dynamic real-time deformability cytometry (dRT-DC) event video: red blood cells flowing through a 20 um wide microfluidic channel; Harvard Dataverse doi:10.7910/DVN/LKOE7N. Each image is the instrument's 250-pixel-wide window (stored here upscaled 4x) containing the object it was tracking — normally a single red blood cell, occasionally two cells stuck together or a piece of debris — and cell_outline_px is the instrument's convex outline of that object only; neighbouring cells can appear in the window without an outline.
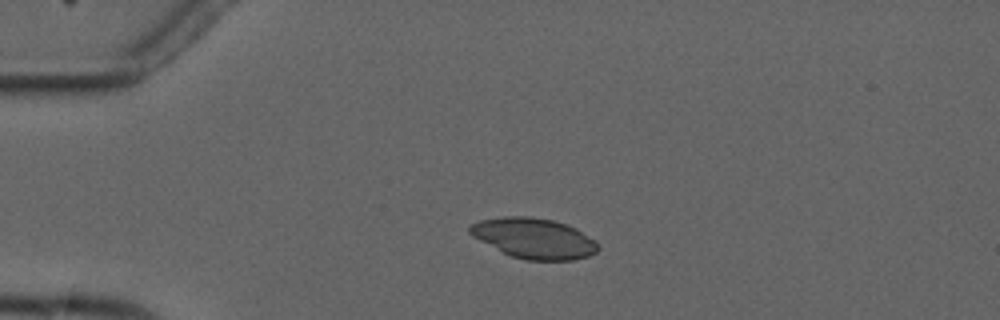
{"species": "common noctule bat (a hibernating species)", "species_latin": "Nyctalus noctula", "temperature_condition": "cold", "stored_images_in_passage": 6, "camera_frame_rate_fps": 3000, "um_per_image_px": 0.085, "animal": {"sex": "male", "forearm_length_mm": 52.5}, "frame": {"image": 1, "passage_image": 4, "time_ms": 3.333, "image_size_px": [1000, 320], "cell_outline_px": [[600, 248], [596, 252], [588, 256], [572, 260], [524, 260], [512, 256], [472, 236], [468, 232], [468, 228], [472, 224], [480, 220], [504, 216], [528, 216], [552, 220], [568, 224], [576, 228], [596, 240]], "centroid_in_image_um": [45.42, 20.25], "position_along_channel_um": 39.6, "area_um2": 30.11}}